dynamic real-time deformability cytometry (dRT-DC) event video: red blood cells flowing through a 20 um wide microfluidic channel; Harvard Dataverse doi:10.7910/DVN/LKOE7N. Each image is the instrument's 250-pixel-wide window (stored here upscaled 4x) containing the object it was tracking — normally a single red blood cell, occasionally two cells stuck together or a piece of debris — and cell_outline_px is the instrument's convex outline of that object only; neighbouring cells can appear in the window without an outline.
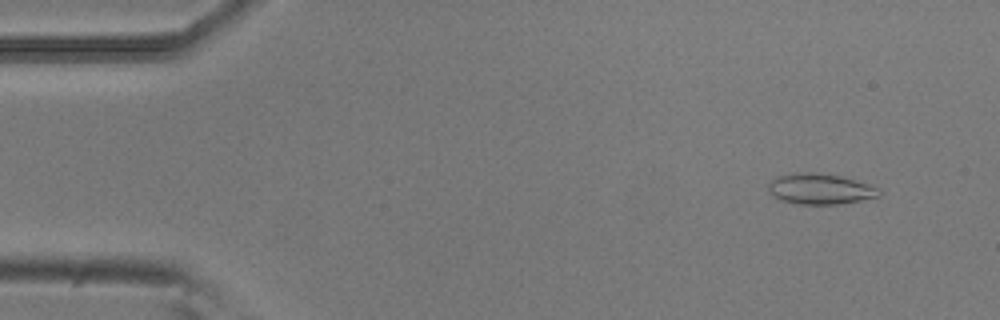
{"species": "common noctule bat (a hibernating species)", "species_latin": "Nyctalus noctula", "temperature_condition": "room temperature", "stored_images_in_passage": 52, "camera_frame_rate_fps": 3000, "um_per_image_px": 0.085, "animal": {"sex": "male", "body_mass_g": 20.5, "forearm_length_mm": 52.5}, "frame": {"image": 1, "passage_image": 4, "time_ms": 1.0, "image_size_px": [1000, 320], "cell_outline_px": [[880, 196], [860, 200], [836, 204], [800, 204], [780, 200], [772, 196], [768, 192], [768, 184], [776, 176], [796, 172], [812, 172], [840, 176], [876, 188], [880, 192]], "centroid_in_image_um": [69.61, 16.06], "position_along_channel_um": 15.4, "area_um2": 19.48}}
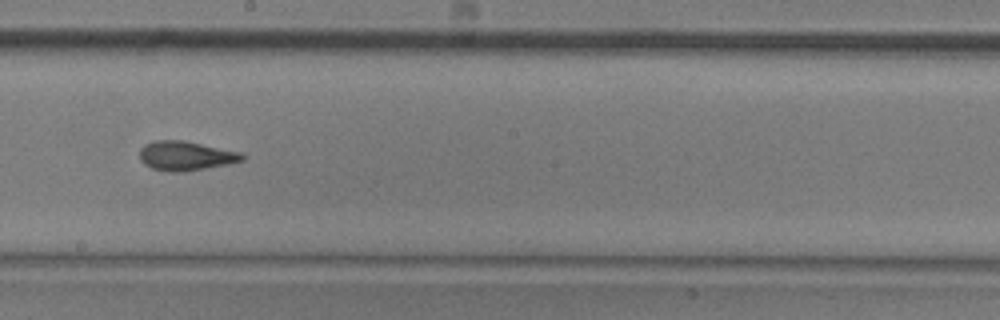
{"frame": {"image": 2, "passage_image": 29, "time_ms": 9.333, "image_size_px": [1000, 320], "cell_outline_px": [[244, 160], [228, 164], [184, 172], [168, 172], [152, 168], [144, 164], [140, 160], [140, 148], [144, 144], [156, 140], [184, 140], [244, 152]], "centroid_in_image_um": [15.81, 13.24], "position_along_channel_um": 232.4, "area_um2": 17.8}}
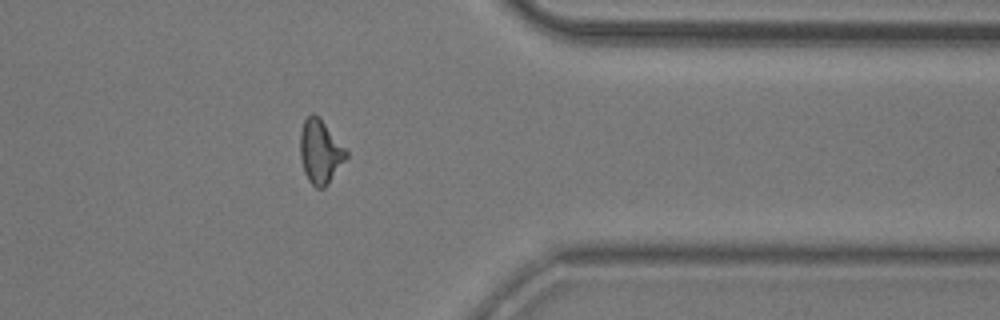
{"frame": {"image": 3, "passage_image": 42, "time_ms": 13.667, "image_size_px": [1000, 320], "cell_outline_px": [[348, 156], [328, 184], [324, 188], [316, 188], [308, 180], [304, 172], [300, 156], [300, 132], [304, 120], [312, 112], [320, 116], [348, 152]], "centroid_in_image_um": [27.21, 12.87], "position_along_channel_um": 384.2, "area_um2": 17.22}, "authors_computed_cell_mechanics": {"area_um2": 17.051, "velocity_mm_per_s": 3.8002, "shape_relaxation_time_tau1_ms": 5.8932, "shape_relaxation_time_tau2_ms": 1.8497, "deformation_change_tau1": 0.1532, "deformation_change_tau2": 0.0908}}